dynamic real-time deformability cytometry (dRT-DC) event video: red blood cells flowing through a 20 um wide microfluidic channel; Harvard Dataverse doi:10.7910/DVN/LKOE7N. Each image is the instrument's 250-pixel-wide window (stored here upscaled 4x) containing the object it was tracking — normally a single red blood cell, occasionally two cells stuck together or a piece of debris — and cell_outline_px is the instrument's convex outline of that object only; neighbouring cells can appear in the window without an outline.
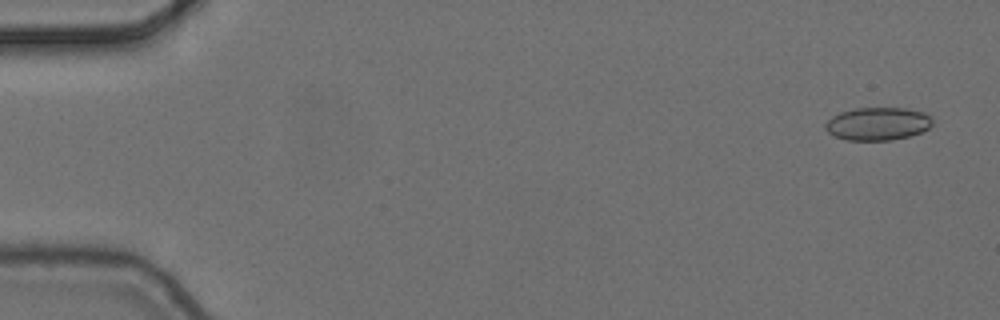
{"species": "common noctule bat (a hibernating species)", "species_latin": "Nyctalus noctula", "temperature_condition": "cold", "stored_images_in_passage": 4, "camera_frame_rate_fps": 3000, "um_per_image_px": 0.085, "animal": {"sex": "female", "body_mass_g": 24.6, "forearm_length_mm": 56.2}, "frame": {"image": 1, "passage_image": 1, "time_ms": 0.0, "image_size_px": [1000, 320], "cell_outline_px": [[932, 124], [928, 128], [920, 132], [908, 136], [892, 140], [848, 140], [836, 136], [828, 132], [824, 128], [824, 124], [832, 116], [840, 112], [856, 108], [904, 108], [924, 112], [932, 120]], "centroid_in_image_um": [74.58, 10.52], "position_along_channel_um": 10.4, "area_um2": 20.4}}
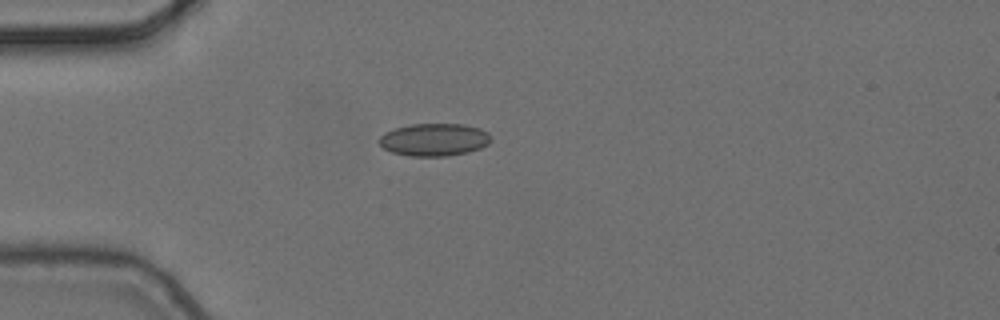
{"frame": {"image": 2, "passage_image": 4, "time_ms": 1.0, "image_size_px": [1000, 320], "cell_outline_px": [[488, 144], [480, 148], [468, 152], [448, 156], [408, 156], [392, 152], [384, 148], [376, 140], [384, 132], [396, 128], [412, 124], [464, 124], [480, 128], [488, 132]], "centroid_in_image_um": [36.87, 11.87], "position_along_channel_um": 48.1, "area_um2": 21.21}}